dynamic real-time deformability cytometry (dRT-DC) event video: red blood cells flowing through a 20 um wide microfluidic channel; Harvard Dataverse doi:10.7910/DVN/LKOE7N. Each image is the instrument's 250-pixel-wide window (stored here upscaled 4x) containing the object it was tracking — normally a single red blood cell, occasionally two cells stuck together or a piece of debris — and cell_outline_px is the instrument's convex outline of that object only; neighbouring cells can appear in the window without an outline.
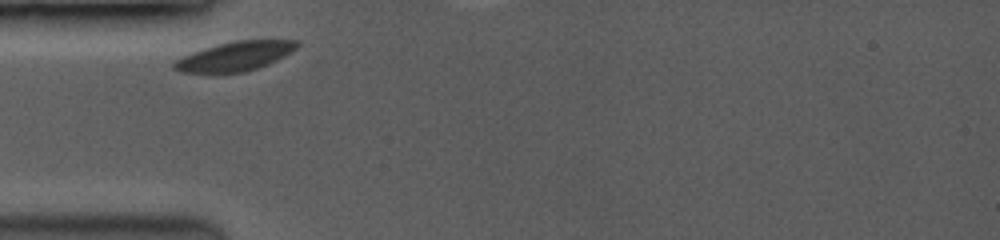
{"species": "common noctule bat (a hibernating species)", "species_latin": "Nyctalus noctula", "temperature_condition": "room temperature", "stored_images_in_passage": 3, "camera_frame_rate_fps": 3500, "um_per_image_px": 0.085, "animal": {"sex": "female", "body_mass_g": 19.0, "forearm_length_mm": 53.3}, "frame": {"image": 1, "passage_image": 1, "time_ms": 0.0, "image_size_px": [1000, 240], "cell_outline_px": [[300, 44], [296, 48], [284, 56], [268, 64], [244, 72], [180, 72], [172, 68], [172, 60], [192, 52], [204, 48], [236, 40], [296, 40]], "centroid_in_image_um": [19.93, 4.78], "position_along_channel_um": 65.1, "area_um2": 20.75}}